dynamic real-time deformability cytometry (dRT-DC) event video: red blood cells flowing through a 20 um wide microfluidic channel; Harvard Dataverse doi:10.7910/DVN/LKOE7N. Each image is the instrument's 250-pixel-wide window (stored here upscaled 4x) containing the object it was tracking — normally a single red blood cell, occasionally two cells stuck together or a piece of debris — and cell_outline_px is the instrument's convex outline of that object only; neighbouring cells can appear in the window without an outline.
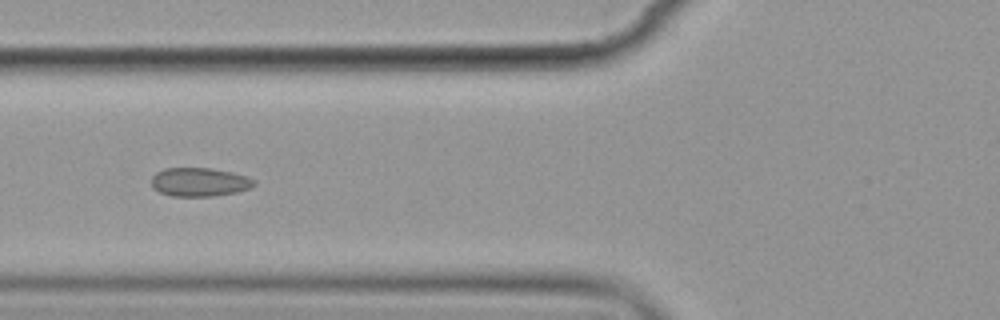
{"species": "common noctule bat (a hibernating species)", "species_latin": "Nyctalus noctula", "temperature_condition": "cold", "stored_images_in_passage": 7, "camera_frame_rate_fps": 3000, "um_per_image_px": 0.085, "animal": {"sex": "female", "body_mass_g": 19.9}, "frame": {"image": 1, "passage_image": 7, "time_ms": 7.0, "image_size_px": [1000, 320], "cell_outline_px": [[256, 184], [248, 188], [236, 192], [212, 196], [172, 196], [160, 192], [152, 188], [152, 176], [156, 172], [164, 168], [212, 168], [232, 172], [248, 176], [256, 180]], "centroid_in_image_um": [16.95, 15.46], "position_along_channel_um": 108.8, "area_um2": 17.22}}